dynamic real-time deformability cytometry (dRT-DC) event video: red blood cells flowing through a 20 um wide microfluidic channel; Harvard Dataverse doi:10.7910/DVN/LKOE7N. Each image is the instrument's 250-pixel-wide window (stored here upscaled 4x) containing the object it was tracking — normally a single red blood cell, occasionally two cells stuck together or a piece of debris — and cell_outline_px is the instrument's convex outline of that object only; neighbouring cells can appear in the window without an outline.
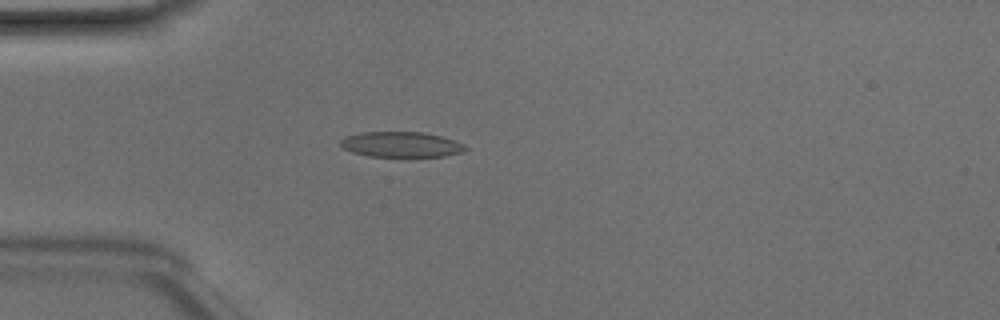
{"species": "Egyptian fruit bat (a non-hibernating species)", "species_latin": "Rousettus aegyptiacus", "temperature_condition": "room temperature", "stored_images_in_passage": 49, "camera_frame_rate_fps": 3000, "um_per_image_px": 0.085, "animal": {"sex": "male"}, "frame": {"image": 1, "passage_image": 14, "time_ms": 4.333, "image_size_px": [1000, 320], "cell_outline_px": [[468, 148], [464, 152], [444, 156], [368, 156], [352, 152], [344, 148], [340, 144], [340, 140], [344, 136], [360, 132], [420, 132], [440, 136], [464, 144]], "centroid_in_image_um": [34.07, 12.27], "position_along_channel_um": 50.9, "area_um2": 18.38}}
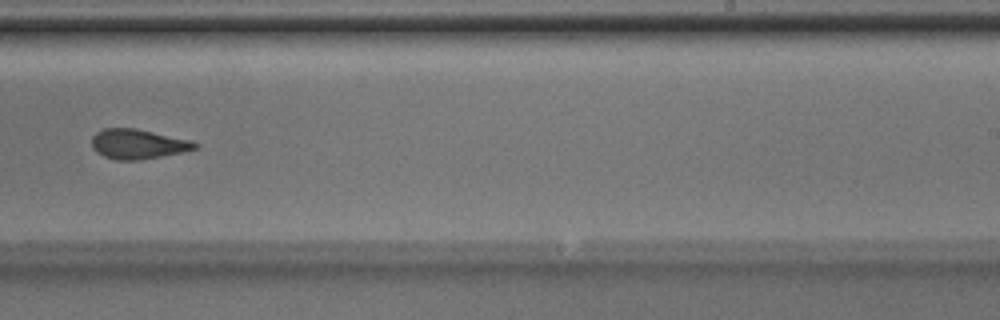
{"frame": {"image": 2, "passage_image": 31, "time_ms": 10.0, "image_size_px": [1000, 320], "cell_outline_px": [[200, 144], [196, 148], [184, 152], [140, 160], [116, 160], [104, 156], [96, 152], [92, 148], [92, 136], [96, 132], [104, 128], [136, 128], [192, 140]], "centroid_in_image_um": [11.73, 12.24], "position_along_channel_um": 277.3, "area_um2": 18.09}}
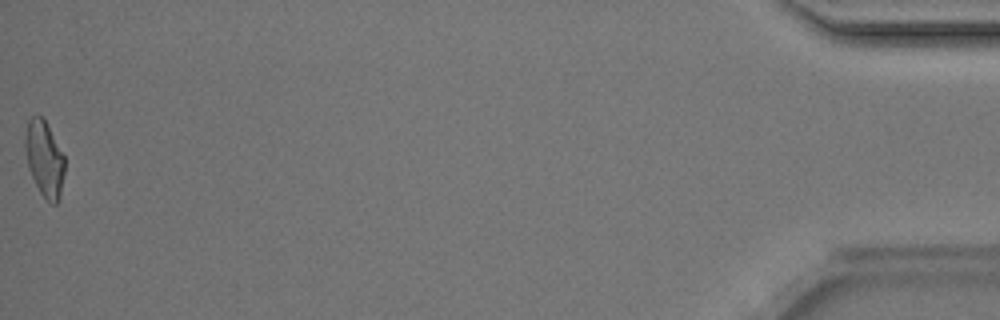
{"frame": {"image": 3, "passage_image": 49, "time_ms": 16.0, "image_size_px": [1000, 320], "cell_outline_px": [[64, 172], [60, 196], [56, 204], [52, 204], [40, 192], [28, 168], [24, 148], [24, 140], [28, 120], [32, 116], [40, 116], [44, 120], [64, 156]], "centroid_in_image_um": [3.75, 13.5], "position_along_channel_um": 431.4, "area_um2": 17.11}, "authors_computed_cell_mechanics": {"area_um2": 18.0914, "velocity_mm_per_s": 4.1966, "shape_relaxation_time_tau1_ms": 8.4574, "shape_relaxation_time_tau2_ms": 2.4526, "deformation_change_tau1": 0.2234, "deformation_change_tau2": 0.1035}}